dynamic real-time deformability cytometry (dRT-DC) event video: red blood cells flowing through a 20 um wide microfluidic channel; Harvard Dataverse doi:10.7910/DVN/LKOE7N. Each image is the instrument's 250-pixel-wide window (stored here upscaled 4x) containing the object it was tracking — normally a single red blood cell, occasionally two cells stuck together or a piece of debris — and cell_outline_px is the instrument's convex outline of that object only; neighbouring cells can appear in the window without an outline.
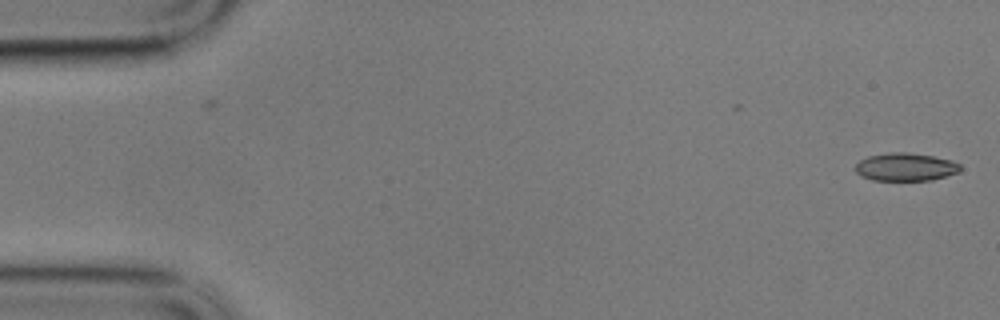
{"species": "common noctule bat (a hibernating species)", "species_latin": "Nyctalus noctula", "temperature_condition": "cold", "stored_images_in_passage": 54, "camera_frame_rate_fps": 3000, "um_per_image_px": 0.085, "animal": {"sex": "male", "body_mass_g": 17.9}, "frame": {"image": 1, "passage_image": 1, "time_ms": 0.0, "image_size_px": [1000, 320], "cell_outline_px": [[960, 172], [932, 180], [872, 180], [860, 176], [852, 168], [860, 160], [868, 156], [888, 152], [904, 152], [932, 156], [952, 160], [960, 164]], "centroid_in_image_um": [76.94, 14.19], "position_along_channel_um": 8.1, "area_um2": 17.22}}
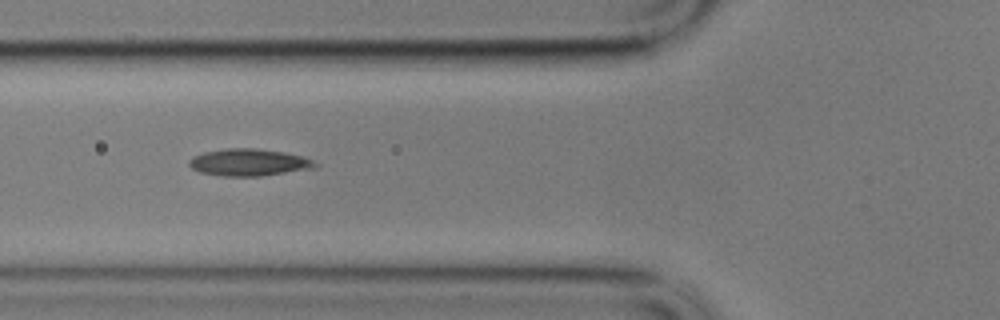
{"frame": {"image": 2, "passage_image": 21, "time_ms": 6.667, "image_size_px": [1000, 320], "cell_outline_px": [[320, 168], [260, 176], [224, 176], [200, 172], [192, 168], [188, 164], [188, 160], [192, 156], [204, 152], [228, 148], [256, 148], [284, 152], [304, 156], [320, 164]], "centroid_in_image_um": [21.22, 13.8], "position_along_channel_um": 104.6, "area_um2": 20.17}}
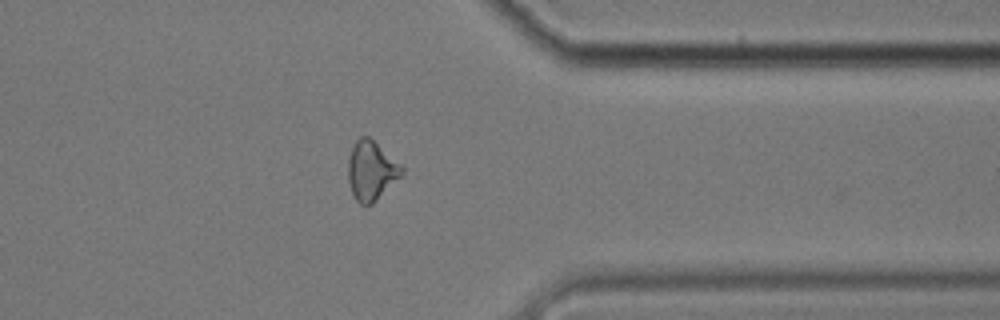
{"frame": {"image": 3, "passage_image": 46, "time_ms": 15.0, "image_size_px": [1000, 320], "cell_outline_px": [[404, 172], [372, 204], [364, 208], [356, 200], [352, 192], [348, 180], [348, 160], [352, 148], [356, 140], [360, 136], [368, 136], [400, 164], [404, 168]], "centroid_in_image_um": [31.53, 14.52], "position_along_channel_um": 379.9, "area_um2": 18.26}, "authors_computed_cell_mechanics": {"area_um2": 18.8428, "velocity_mm_per_s": 3.3982, "shape_relaxation_time_tau1_ms": null, "shape_relaxation_time_tau2_ms": 4.0464, "deformation_change_tau1": null, "deformation_change_tau2": 0.1513}}